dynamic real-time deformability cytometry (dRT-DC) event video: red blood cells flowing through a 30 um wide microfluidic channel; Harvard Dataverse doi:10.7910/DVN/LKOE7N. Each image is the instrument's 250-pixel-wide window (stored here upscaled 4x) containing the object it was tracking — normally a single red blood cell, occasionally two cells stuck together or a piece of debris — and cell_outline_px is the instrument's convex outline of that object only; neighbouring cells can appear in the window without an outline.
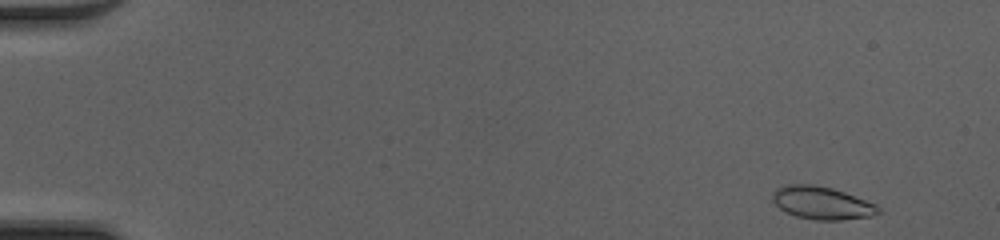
{"species": "common noctule bat (a hibernating species)", "species_latin": "Nyctalus noctula", "temperature_condition": "cold", "stored_images_in_passage": 47, "camera_frame_rate_fps": 3000, "um_per_image_px": 0.085, "animal": {"sex": "female", "body_mass_g": 20.0, "forearm_length_mm": 54.0}, "frame": {"image": 1, "passage_image": 1, "time_ms": 0.0, "image_size_px": [1000, 240], "cell_outline_px": [[880, 212], [872, 216], [840, 220], [816, 220], [796, 216], [780, 208], [772, 200], [772, 192], [776, 188], [788, 184], [816, 184], [832, 188], [844, 192], [876, 204], [880, 208]], "centroid_in_image_um": [69.85, 17.24], "position_along_channel_um": 15.1, "area_um2": 20.17}}
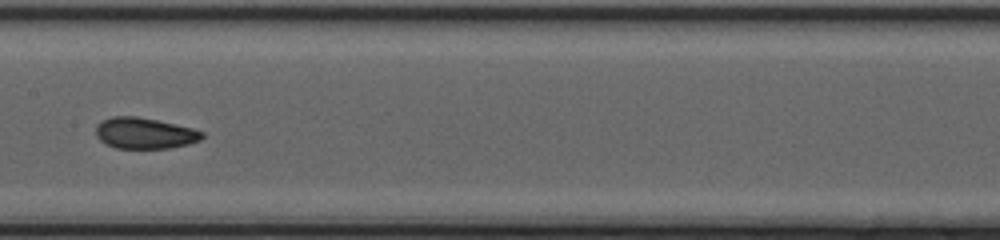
{"frame": {"image": 2, "passage_image": 24, "time_ms": 7.667, "image_size_px": [1000, 240], "cell_outline_px": [[204, 136], [200, 140], [188, 144], [168, 148], [116, 148], [104, 144], [96, 136], [96, 124], [112, 116], [136, 116], [156, 120], [192, 128], [204, 132]], "centroid_in_image_um": [12.27, 11.32], "position_along_channel_um": 195.1, "area_um2": 19.19}}
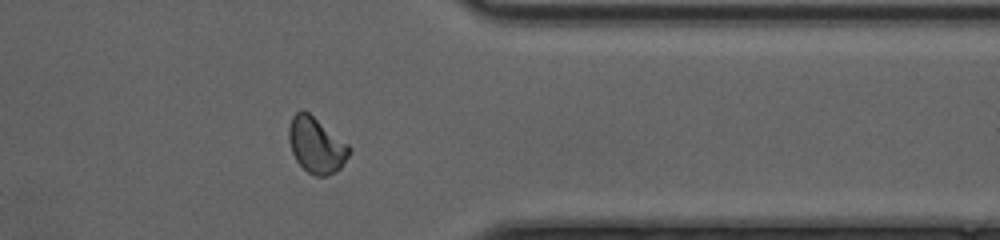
{"frame": {"image": 3, "passage_image": 38, "time_ms": 12.333, "image_size_px": [1000, 240], "cell_outline_px": [[352, 148], [348, 156], [340, 168], [336, 172], [328, 176], [316, 176], [308, 172], [296, 160], [292, 152], [288, 140], [288, 128], [292, 116], [296, 112], [308, 112], [348, 144]], "centroid_in_image_um": [26.88, 12.36], "position_along_channel_um": 384.5, "area_um2": 19.42}, "authors_computed_cell_mechanics": {"area_um2": 19.1896, "velocity_mm_per_s": 4.2216, "shape_relaxation_time_tau1_ms": null, "shape_relaxation_time_tau2_ms": 1.3367, "deformation_change_tau1": null, "deformation_change_tau2": 0.0502}}